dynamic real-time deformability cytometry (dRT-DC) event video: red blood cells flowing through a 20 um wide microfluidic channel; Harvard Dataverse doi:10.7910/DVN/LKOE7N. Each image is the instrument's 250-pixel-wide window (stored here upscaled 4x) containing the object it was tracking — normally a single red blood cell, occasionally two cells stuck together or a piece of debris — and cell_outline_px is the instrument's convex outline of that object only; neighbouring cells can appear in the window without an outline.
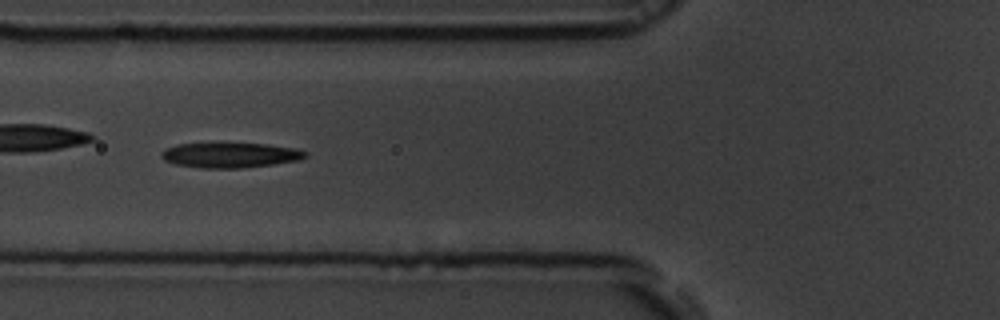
{"species": "common noctule bat (a hibernating species)", "species_latin": "Nyctalus noctula", "temperature_condition": "room temperature", "stored_images_in_passage": 41, "camera_frame_rate_fps": 3000, "um_per_image_px": 0.085, "animal": {"sex": "male", "body_mass_g": 19.5, "forearm_length_mm": 54.6}, "frame": {"image": 1, "passage_image": 7, "time_ms": 2.0, "image_size_px": [1000, 320], "cell_outline_px": [[308, 156], [300, 160], [244, 168], [200, 168], [176, 164], [164, 160], [160, 156], [160, 152], [164, 148], [176, 144], [268, 144], [296, 148], [308, 152]], "centroid_in_image_um": [19.57, 13.19], "position_along_channel_um": 106.2, "area_um2": 21.04}}
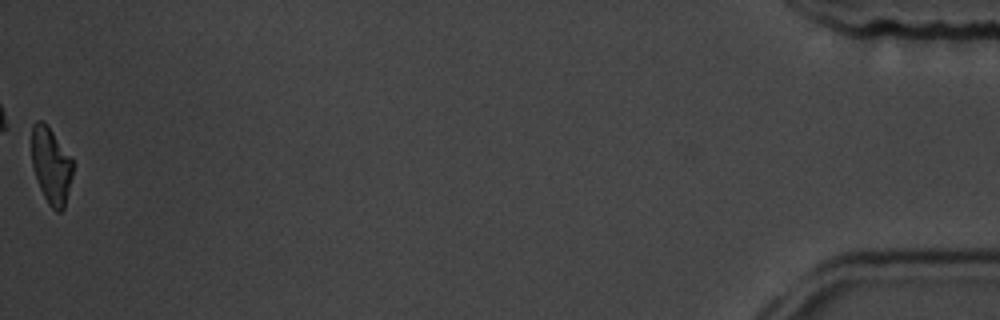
{"frame": {"image": 2, "passage_image": 41, "time_ms": 13.333, "image_size_px": [1000, 320], "cell_outline_px": [[72, 176], [64, 208], [60, 212], [56, 212], [48, 204], [40, 188], [32, 164], [32, 124], [36, 120], [40, 120], [52, 132], [72, 160]], "centroid_in_image_um": [4.33, 14.11], "position_along_channel_um": 430.9, "area_um2": 17.8}, "authors_computed_cell_mechanics": {"area_um2": 21.097, "velocity_mm_per_s": 3.7279, "shape_relaxation_time_tau1_ms": 3.5245, "shape_relaxation_time_tau2_ms": 4.7852, "deformation_change_tau1": 0.1402, "deformation_change_tau2": 0.1289}}